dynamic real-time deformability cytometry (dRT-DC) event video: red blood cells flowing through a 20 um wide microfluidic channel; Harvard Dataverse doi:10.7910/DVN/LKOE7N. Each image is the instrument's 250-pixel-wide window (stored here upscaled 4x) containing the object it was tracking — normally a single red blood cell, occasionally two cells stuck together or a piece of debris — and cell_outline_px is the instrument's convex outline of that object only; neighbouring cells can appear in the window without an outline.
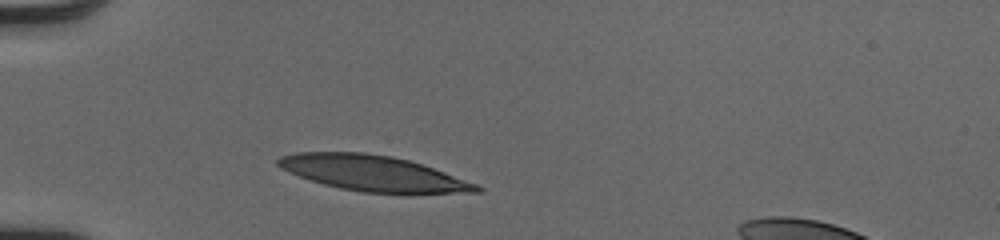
{"species": "human", "species_latin": "Homo sapiens", "temperature_condition": "cold", "stored_images_in_passage": 29, "camera_frame_rate_fps": 3000, "um_per_image_px": 0.085, "donor": {"sex": "male"}, "frame": {"image": 1, "passage_image": 1, "time_ms": 0.0, "image_size_px": [1000, 240], "cell_outline_px": [[484, 188], [480, 192], [364, 192], [340, 188], [324, 184], [300, 176], [280, 168], [276, 164], [276, 160], [280, 156], [296, 152], [364, 152], [392, 156], [408, 160], [444, 172], [476, 184]], "centroid_in_image_um": [31.63, 14.7], "position_along_channel_um": 53.4, "area_um2": 40.17}}
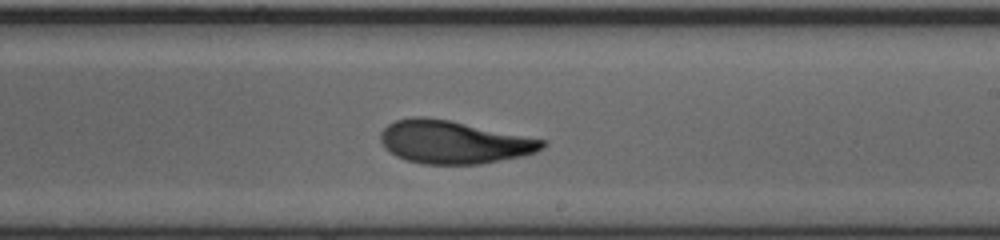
{"frame": {"image": 2, "passage_image": 17, "time_ms": 5.333, "image_size_px": [1000, 240], "cell_outline_px": [[548, 144], [544, 148], [536, 152], [520, 156], [480, 164], [424, 164], [408, 160], [396, 156], [380, 140], [380, 132], [388, 124], [396, 120], [412, 116], [424, 116], [448, 120], [548, 140]], "centroid_in_image_um": [38.59, 12.07], "position_along_channel_um": 250.4, "area_um2": 40.29}}
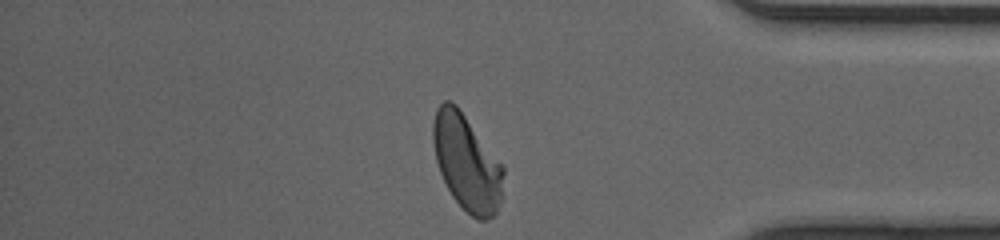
{"frame": {"image": 3, "passage_image": 29, "time_ms": 9.333, "image_size_px": [1000, 240], "cell_outline_px": [[504, 172], [500, 204], [496, 212], [492, 216], [484, 220], [480, 220], [472, 216], [452, 196], [440, 172], [436, 160], [432, 140], [432, 124], [436, 108], [444, 100], [452, 100], [456, 104], [504, 164]], "centroid_in_image_um": [39.68, 13.77], "position_along_channel_um": 395.5, "area_um2": 39.48}, "authors_computed_cell_mechanics": {"area_um2": 40.749, "velocity_mm_per_s": 4.0841, "shape_relaxation_time_tau1_ms": 3.791, "shape_relaxation_time_tau2_ms": 1.3511, "deformation_change_tau1": 0.2111, "deformation_change_tau2": 0.0877}}